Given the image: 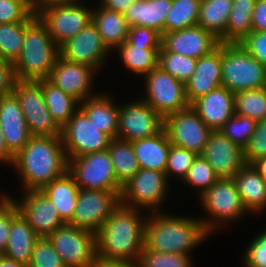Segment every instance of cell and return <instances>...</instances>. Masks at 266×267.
<instances>
[{"label":"cell","mask_w":266,"mask_h":267,"mask_svg":"<svg viewBox=\"0 0 266 267\" xmlns=\"http://www.w3.org/2000/svg\"><path fill=\"white\" fill-rule=\"evenodd\" d=\"M141 212L121 203L112 211L96 233L97 259L139 261L148 216Z\"/></svg>","instance_id":"6da1fadb"},{"label":"cell","mask_w":266,"mask_h":267,"mask_svg":"<svg viewBox=\"0 0 266 267\" xmlns=\"http://www.w3.org/2000/svg\"><path fill=\"white\" fill-rule=\"evenodd\" d=\"M14 170L22 178L25 190H41L68 171V158L61 136H31L14 156Z\"/></svg>","instance_id":"7a4b0ae2"},{"label":"cell","mask_w":266,"mask_h":267,"mask_svg":"<svg viewBox=\"0 0 266 267\" xmlns=\"http://www.w3.org/2000/svg\"><path fill=\"white\" fill-rule=\"evenodd\" d=\"M208 235L211 234L200 217H178L163 210L150 212L145 224L144 246L151 251L191 255V250L205 242Z\"/></svg>","instance_id":"3957f363"},{"label":"cell","mask_w":266,"mask_h":267,"mask_svg":"<svg viewBox=\"0 0 266 267\" xmlns=\"http://www.w3.org/2000/svg\"><path fill=\"white\" fill-rule=\"evenodd\" d=\"M59 56V47L36 16L25 27L22 51L13 63L16 79L35 82L48 79Z\"/></svg>","instance_id":"277c9868"},{"label":"cell","mask_w":266,"mask_h":267,"mask_svg":"<svg viewBox=\"0 0 266 267\" xmlns=\"http://www.w3.org/2000/svg\"><path fill=\"white\" fill-rule=\"evenodd\" d=\"M222 86L232 92L266 87V67L239 43H221Z\"/></svg>","instance_id":"5b68a950"},{"label":"cell","mask_w":266,"mask_h":267,"mask_svg":"<svg viewBox=\"0 0 266 267\" xmlns=\"http://www.w3.org/2000/svg\"><path fill=\"white\" fill-rule=\"evenodd\" d=\"M207 218H201L206 230L213 233L220 226L247 214L233 179H218L200 197ZM245 213V214H244ZM223 224V225H222ZM215 230V231H214Z\"/></svg>","instance_id":"8992f818"},{"label":"cell","mask_w":266,"mask_h":267,"mask_svg":"<svg viewBox=\"0 0 266 267\" xmlns=\"http://www.w3.org/2000/svg\"><path fill=\"white\" fill-rule=\"evenodd\" d=\"M168 186L169 178L164 172L140 168L122 185L120 203L142 211L147 209L148 213L158 212L166 200Z\"/></svg>","instance_id":"52a82bcc"},{"label":"cell","mask_w":266,"mask_h":267,"mask_svg":"<svg viewBox=\"0 0 266 267\" xmlns=\"http://www.w3.org/2000/svg\"><path fill=\"white\" fill-rule=\"evenodd\" d=\"M68 172L79 188L113 191L120 197L122 185L117 181L108 149L68 159Z\"/></svg>","instance_id":"ba28073f"},{"label":"cell","mask_w":266,"mask_h":267,"mask_svg":"<svg viewBox=\"0 0 266 267\" xmlns=\"http://www.w3.org/2000/svg\"><path fill=\"white\" fill-rule=\"evenodd\" d=\"M66 267H94L97 262L96 233L65 224L48 237Z\"/></svg>","instance_id":"9c48e42d"},{"label":"cell","mask_w":266,"mask_h":267,"mask_svg":"<svg viewBox=\"0 0 266 267\" xmlns=\"http://www.w3.org/2000/svg\"><path fill=\"white\" fill-rule=\"evenodd\" d=\"M144 76L146 95L140 98L163 119L190 106L185 83L172 77L159 66Z\"/></svg>","instance_id":"30bf717a"},{"label":"cell","mask_w":266,"mask_h":267,"mask_svg":"<svg viewBox=\"0 0 266 267\" xmlns=\"http://www.w3.org/2000/svg\"><path fill=\"white\" fill-rule=\"evenodd\" d=\"M13 93L20 103L31 136H61L62 128L51 116L38 82L17 80Z\"/></svg>","instance_id":"8fae6325"},{"label":"cell","mask_w":266,"mask_h":267,"mask_svg":"<svg viewBox=\"0 0 266 267\" xmlns=\"http://www.w3.org/2000/svg\"><path fill=\"white\" fill-rule=\"evenodd\" d=\"M81 2L78 0L47 6L36 14L58 47L92 22L93 9Z\"/></svg>","instance_id":"7c38bea8"},{"label":"cell","mask_w":266,"mask_h":267,"mask_svg":"<svg viewBox=\"0 0 266 267\" xmlns=\"http://www.w3.org/2000/svg\"><path fill=\"white\" fill-rule=\"evenodd\" d=\"M62 141L68 159L108 149L111 137L79 108L62 127Z\"/></svg>","instance_id":"4fadbf2b"},{"label":"cell","mask_w":266,"mask_h":267,"mask_svg":"<svg viewBox=\"0 0 266 267\" xmlns=\"http://www.w3.org/2000/svg\"><path fill=\"white\" fill-rule=\"evenodd\" d=\"M119 204L120 197L113 191L80 188L74 214L67 224L97 233Z\"/></svg>","instance_id":"5bb4252c"},{"label":"cell","mask_w":266,"mask_h":267,"mask_svg":"<svg viewBox=\"0 0 266 267\" xmlns=\"http://www.w3.org/2000/svg\"><path fill=\"white\" fill-rule=\"evenodd\" d=\"M164 128V119L141 98L119 105L117 138L129 142L151 137Z\"/></svg>","instance_id":"9a60e30c"},{"label":"cell","mask_w":266,"mask_h":267,"mask_svg":"<svg viewBox=\"0 0 266 267\" xmlns=\"http://www.w3.org/2000/svg\"><path fill=\"white\" fill-rule=\"evenodd\" d=\"M164 128L172 145L194 151L198 155L205 149L212 131L191 105L167 116Z\"/></svg>","instance_id":"2e32d148"},{"label":"cell","mask_w":266,"mask_h":267,"mask_svg":"<svg viewBox=\"0 0 266 267\" xmlns=\"http://www.w3.org/2000/svg\"><path fill=\"white\" fill-rule=\"evenodd\" d=\"M59 52L60 57L66 61L84 64L96 71L101 69L106 57L111 53L92 22L62 44Z\"/></svg>","instance_id":"e0dca14e"},{"label":"cell","mask_w":266,"mask_h":267,"mask_svg":"<svg viewBox=\"0 0 266 267\" xmlns=\"http://www.w3.org/2000/svg\"><path fill=\"white\" fill-rule=\"evenodd\" d=\"M200 155L213 168L219 179H233L247 164L244 149L234 144L220 130L211 131Z\"/></svg>","instance_id":"ac0fdd59"},{"label":"cell","mask_w":266,"mask_h":267,"mask_svg":"<svg viewBox=\"0 0 266 267\" xmlns=\"http://www.w3.org/2000/svg\"><path fill=\"white\" fill-rule=\"evenodd\" d=\"M23 198L13 199L21 215L39 237H48L66 223L56 205L41 190H24Z\"/></svg>","instance_id":"d6986e66"},{"label":"cell","mask_w":266,"mask_h":267,"mask_svg":"<svg viewBox=\"0 0 266 267\" xmlns=\"http://www.w3.org/2000/svg\"><path fill=\"white\" fill-rule=\"evenodd\" d=\"M96 70L90 66L71 63L58 57L48 80L56 87L83 102L97 93L92 91Z\"/></svg>","instance_id":"ffe728a7"},{"label":"cell","mask_w":266,"mask_h":267,"mask_svg":"<svg viewBox=\"0 0 266 267\" xmlns=\"http://www.w3.org/2000/svg\"><path fill=\"white\" fill-rule=\"evenodd\" d=\"M220 44L219 39L199 25L162 35L161 46L168 52L199 59Z\"/></svg>","instance_id":"44dd1931"},{"label":"cell","mask_w":266,"mask_h":267,"mask_svg":"<svg viewBox=\"0 0 266 267\" xmlns=\"http://www.w3.org/2000/svg\"><path fill=\"white\" fill-rule=\"evenodd\" d=\"M0 126L8 151L13 156L17 155L28 143L31 134L13 92L0 97Z\"/></svg>","instance_id":"7402d4cb"},{"label":"cell","mask_w":266,"mask_h":267,"mask_svg":"<svg viewBox=\"0 0 266 267\" xmlns=\"http://www.w3.org/2000/svg\"><path fill=\"white\" fill-rule=\"evenodd\" d=\"M221 43L208 55L197 59L194 73L185 83L186 96L190 105L222 85Z\"/></svg>","instance_id":"603a6c76"},{"label":"cell","mask_w":266,"mask_h":267,"mask_svg":"<svg viewBox=\"0 0 266 267\" xmlns=\"http://www.w3.org/2000/svg\"><path fill=\"white\" fill-rule=\"evenodd\" d=\"M191 106L211 130H220L235 114L234 92L221 85L194 101Z\"/></svg>","instance_id":"cb8c5ba5"},{"label":"cell","mask_w":266,"mask_h":267,"mask_svg":"<svg viewBox=\"0 0 266 267\" xmlns=\"http://www.w3.org/2000/svg\"><path fill=\"white\" fill-rule=\"evenodd\" d=\"M171 5L172 0H136L124 12V18L130 27H149L162 36Z\"/></svg>","instance_id":"d4e9b609"},{"label":"cell","mask_w":266,"mask_h":267,"mask_svg":"<svg viewBox=\"0 0 266 267\" xmlns=\"http://www.w3.org/2000/svg\"><path fill=\"white\" fill-rule=\"evenodd\" d=\"M233 180L248 214H261L266 208V181L254 166L246 164Z\"/></svg>","instance_id":"484cf974"},{"label":"cell","mask_w":266,"mask_h":267,"mask_svg":"<svg viewBox=\"0 0 266 267\" xmlns=\"http://www.w3.org/2000/svg\"><path fill=\"white\" fill-rule=\"evenodd\" d=\"M131 144L140 168L165 173L171 147L165 128L154 136L132 141Z\"/></svg>","instance_id":"4316f807"},{"label":"cell","mask_w":266,"mask_h":267,"mask_svg":"<svg viewBox=\"0 0 266 267\" xmlns=\"http://www.w3.org/2000/svg\"><path fill=\"white\" fill-rule=\"evenodd\" d=\"M79 108L98 127L111 138L118 134L119 105L115 104L109 94L98 93L80 102Z\"/></svg>","instance_id":"83f0119b"},{"label":"cell","mask_w":266,"mask_h":267,"mask_svg":"<svg viewBox=\"0 0 266 267\" xmlns=\"http://www.w3.org/2000/svg\"><path fill=\"white\" fill-rule=\"evenodd\" d=\"M39 238L19 212L12 220L8 244L3 255L27 267L34 245Z\"/></svg>","instance_id":"f1b7e54d"},{"label":"cell","mask_w":266,"mask_h":267,"mask_svg":"<svg viewBox=\"0 0 266 267\" xmlns=\"http://www.w3.org/2000/svg\"><path fill=\"white\" fill-rule=\"evenodd\" d=\"M79 189L74 177L67 171L44 186L41 191L56 205L61 219L68 223L77 205Z\"/></svg>","instance_id":"f546056e"},{"label":"cell","mask_w":266,"mask_h":267,"mask_svg":"<svg viewBox=\"0 0 266 267\" xmlns=\"http://www.w3.org/2000/svg\"><path fill=\"white\" fill-rule=\"evenodd\" d=\"M92 23L111 52L127 39L130 26L123 13L110 11L98 5L92 10Z\"/></svg>","instance_id":"4dcf8cb0"},{"label":"cell","mask_w":266,"mask_h":267,"mask_svg":"<svg viewBox=\"0 0 266 267\" xmlns=\"http://www.w3.org/2000/svg\"><path fill=\"white\" fill-rule=\"evenodd\" d=\"M37 82L42 86L45 103L51 116L62 128L79 109L80 102L71 95L64 93L48 79Z\"/></svg>","instance_id":"1f68e13d"},{"label":"cell","mask_w":266,"mask_h":267,"mask_svg":"<svg viewBox=\"0 0 266 267\" xmlns=\"http://www.w3.org/2000/svg\"><path fill=\"white\" fill-rule=\"evenodd\" d=\"M232 4L233 0H201L197 25L220 39L225 34Z\"/></svg>","instance_id":"d6a6232c"},{"label":"cell","mask_w":266,"mask_h":267,"mask_svg":"<svg viewBox=\"0 0 266 267\" xmlns=\"http://www.w3.org/2000/svg\"><path fill=\"white\" fill-rule=\"evenodd\" d=\"M256 0H233L232 11L220 43H239L252 32V14Z\"/></svg>","instance_id":"836d02e7"},{"label":"cell","mask_w":266,"mask_h":267,"mask_svg":"<svg viewBox=\"0 0 266 267\" xmlns=\"http://www.w3.org/2000/svg\"><path fill=\"white\" fill-rule=\"evenodd\" d=\"M161 47H140L130 44L127 40L119 45V59L132 74L144 76L158 66V52Z\"/></svg>","instance_id":"e575fe53"},{"label":"cell","mask_w":266,"mask_h":267,"mask_svg":"<svg viewBox=\"0 0 266 267\" xmlns=\"http://www.w3.org/2000/svg\"><path fill=\"white\" fill-rule=\"evenodd\" d=\"M108 151L117 181L123 185L140 169L132 144L124 139L112 138Z\"/></svg>","instance_id":"d590c367"},{"label":"cell","mask_w":266,"mask_h":267,"mask_svg":"<svg viewBox=\"0 0 266 267\" xmlns=\"http://www.w3.org/2000/svg\"><path fill=\"white\" fill-rule=\"evenodd\" d=\"M33 14L26 22L0 24V58L14 63L19 57L24 37L25 27L36 17Z\"/></svg>","instance_id":"8d00e7d4"},{"label":"cell","mask_w":266,"mask_h":267,"mask_svg":"<svg viewBox=\"0 0 266 267\" xmlns=\"http://www.w3.org/2000/svg\"><path fill=\"white\" fill-rule=\"evenodd\" d=\"M201 0H172L165 21V33L192 27L198 23Z\"/></svg>","instance_id":"74e56055"},{"label":"cell","mask_w":266,"mask_h":267,"mask_svg":"<svg viewBox=\"0 0 266 267\" xmlns=\"http://www.w3.org/2000/svg\"><path fill=\"white\" fill-rule=\"evenodd\" d=\"M236 114L256 121L266 118V87L234 93Z\"/></svg>","instance_id":"f35d334b"},{"label":"cell","mask_w":266,"mask_h":267,"mask_svg":"<svg viewBox=\"0 0 266 267\" xmlns=\"http://www.w3.org/2000/svg\"><path fill=\"white\" fill-rule=\"evenodd\" d=\"M196 63L197 59L168 52L162 46L158 52V66L183 83L194 73Z\"/></svg>","instance_id":"ab89813d"},{"label":"cell","mask_w":266,"mask_h":267,"mask_svg":"<svg viewBox=\"0 0 266 267\" xmlns=\"http://www.w3.org/2000/svg\"><path fill=\"white\" fill-rule=\"evenodd\" d=\"M257 121L234 114L220 129L234 144L245 149L255 131Z\"/></svg>","instance_id":"60d3db41"},{"label":"cell","mask_w":266,"mask_h":267,"mask_svg":"<svg viewBox=\"0 0 266 267\" xmlns=\"http://www.w3.org/2000/svg\"><path fill=\"white\" fill-rule=\"evenodd\" d=\"M219 178L215 175L213 168L208 162L198 155L192 166L189 168L187 176L183 179L184 184L198 189L199 197L207 191Z\"/></svg>","instance_id":"b9f144b4"},{"label":"cell","mask_w":266,"mask_h":267,"mask_svg":"<svg viewBox=\"0 0 266 267\" xmlns=\"http://www.w3.org/2000/svg\"><path fill=\"white\" fill-rule=\"evenodd\" d=\"M191 258L190 255L151 251L144 246L138 263L140 267H191Z\"/></svg>","instance_id":"7bdbcfd3"},{"label":"cell","mask_w":266,"mask_h":267,"mask_svg":"<svg viewBox=\"0 0 266 267\" xmlns=\"http://www.w3.org/2000/svg\"><path fill=\"white\" fill-rule=\"evenodd\" d=\"M197 156L194 151L171 144L165 169L167 178L175 176L177 180L182 178L180 181H183Z\"/></svg>","instance_id":"ee69618b"},{"label":"cell","mask_w":266,"mask_h":267,"mask_svg":"<svg viewBox=\"0 0 266 267\" xmlns=\"http://www.w3.org/2000/svg\"><path fill=\"white\" fill-rule=\"evenodd\" d=\"M27 267H66L47 237H40L32 251Z\"/></svg>","instance_id":"f6af8a7d"},{"label":"cell","mask_w":266,"mask_h":267,"mask_svg":"<svg viewBox=\"0 0 266 267\" xmlns=\"http://www.w3.org/2000/svg\"><path fill=\"white\" fill-rule=\"evenodd\" d=\"M19 213L18 207L10 195L0 201V252L4 253L9 240L13 218Z\"/></svg>","instance_id":"bcb514c9"},{"label":"cell","mask_w":266,"mask_h":267,"mask_svg":"<svg viewBox=\"0 0 266 267\" xmlns=\"http://www.w3.org/2000/svg\"><path fill=\"white\" fill-rule=\"evenodd\" d=\"M247 164L266 156V118L257 121L248 146L244 149Z\"/></svg>","instance_id":"7dc6e473"},{"label":"cell","mask_w":266,"mask_h":267,"mask_svg":"<svg viewBox=\"0 0 266 267\" xmlns=\"http://www.w3.org/2000/svg\"><path fill=\"white\" fill-rule=\"evenodd\" d=\"M32 15L20 0H0V24L26 22Z\"/></svg>","instance_id":"c3c4849f"},{"label":"cell","mask_w":266,"mask_h":267,"mask_svg":"<svg viewBox=\"0 0 266 267\" xmlns=\"http://www.w3.org/2000/svg\"><path fill=\"white\" fill-rule=\"evenodd\" d=\"M243 261L246 267H266V229L248 244Z\"/></svg>","instance_id":"681fc988"},{"label":"cell","mask_w":266,"mask_h":267,"mask_svg":"<svg viewBox=\"0 0 266 267\" xmlns=\"http://www.w3.org/2000/svg\"><path fill=\"white\" fill-rule=\"evenodd\" d=\"M126 40L134 46L161 47L162 36L155 29L132 26L129 29Z\"/></svg>","instance_id":"f907efd6"},{"label":"cell","mask_w":266,"mask_h":267,"mask_svg":"<svg viewBox=\"0 0 266 267\" xmlns=\"http://www.w3.org/2000/svg\"><path fill=\"white\" fill-rule=\"evenodd\" d=\"M239 44L266 67V32L252 31Z\"/></svg>","instance_id":"816d5d0a"},{"label":"cell","mask_w":266,"mask_h":267,"mask_svg":"<svg viewBox=\"0 0 266 267\" xmlns=\"http://www.w3.org/2000/svg\"><path fill=\"white\" fill-rule=\"evenodd\" d=\"M16 81L13 63L0 58V97L12 93Z\"/></svg>","instance_id":"f5cc1de1"},{"label":"cell","mask_w":266,"mask_h":267,"mask_svg":"<svg viewBox=\"0 0 266 267\" xmlns=\"http://www.w3.org/2000/svg\"><path fill=\"white\" fill-rule=\"evenodd\" d=\"M251 18L252 31L266 32V0H256Z\"/></svg>","instance_id":"db71d44e"},{"label":"cell","mask_w":266,"mask_h":267,"mask_svg":"<svg viewBox=\"0 0 266 267\" xmlns=\"http://www.w3.org/2000/svg\"><path fill=\"white\" fill-rule=\"evenodd\" d=\"M135 1L136 0H100L98 5L110 11L124 14L128 7Z\"/></svg>","instance_id":"11a10c76"},{"label":"cell","mask_w":266,"mask_h":267,"mask_svg":"<svg viewBox=\"0 0 266 267\" xmlns=\"http://www.w3.org/2000/svg\"><path fill=\"white\" fill-rule=\"evenodd\" d=\"M94 267H140L138 262L97 259Z\"/></svg>","instance_id":"9f6ffc18"},{"label":"cell","mask_w":266,"mask_h":267,"mask_svg":"<svg viewBox=\"0 0 266 267\" xmlns=\"http://www.w3.org/2000/svg\"><path fill=\"white\" fill-rule=\"evenodd\" d=\"M78 0H32V13L38 14L42 9L47 6L61 4V3H71Z\"/></svg>","instance_id":"6f0895ef"},{"label":"cell","mask_w":266,"mask_h":267,"mask_svg":"<svg viewBox=\"0 0 266 267\" xmlns=\"http://www.w3.org/2000/svg\"><path fill=\"white\" fill-rule=\"evenodd\" d=\"M13 161L14 156L8 151L5 145L2 129L0 126V163L8 164L10 165V167H12L11 165L13 164Z\"/></svg>","instance_id":"680465c9"},{"label":"cell","mask_w":266,"mask_h":267,"mask_svg":"<svg viewBox=\"0 0 266 267\" xmlns=\"http://www.w3.org/2000/svg\"><path fill=\"white\" fill-rule=\"evenodd\" d=\"M252 165L258 171L260 176L266 181V156L254 161Z\"/></svg>","instance_id":"91938a15"},{"label":"cell","mask_w":266,"mask_h":267,"mask_svg":"<svg viewBox=\"0 0 266 267\" xmlns=\"http://www.w3.org/2000/svg\"><path fill=\"white\" fill-rule=\"evenodd\" d=\"M0 267H26V266L3 255L0 260Z\"/></svg>","instance_id":"94428289"},{"label":"cell","mask_w":266,"mask_h":267,"mask_svg":"<svg viewBox=\"0 0 266 267\" xmlns=\"http://www.w3.org/2000/svg\"><path fill=\"white\" fill-rule=\"evenodd\" d=\"M22 3H24L32 12V0H20Z\"/></svg>","instance_id":"6125c7cd"},{"label":"cell","mask_w":266,"mask_h":267,"mask_svg":"<svg viewBox=\"0 0 266 267\" xmlns=\"http://www.w3.org/2000/svg\"><path fill=\"white\" fill-rule=\"evenodd\" d=\"M5 195L2 193V194H0V201L3 199V197H4Z\"/></svg>","instance_id":"be15d7a7"},{"label":"cell","mask_w":266,"mask_h":267,"mask_svg":"<svg viewBox=\"0 0 266 267\" xmlns=\"http://www.w3.org/2000/svg\"><path fill=\"white\" fill-rule=\"evenodd\" d=\"M2 256H3V253H2V252H0V260H1Z\"/></svg>","instance_id":"e7e4bbea"}]
</instances>
